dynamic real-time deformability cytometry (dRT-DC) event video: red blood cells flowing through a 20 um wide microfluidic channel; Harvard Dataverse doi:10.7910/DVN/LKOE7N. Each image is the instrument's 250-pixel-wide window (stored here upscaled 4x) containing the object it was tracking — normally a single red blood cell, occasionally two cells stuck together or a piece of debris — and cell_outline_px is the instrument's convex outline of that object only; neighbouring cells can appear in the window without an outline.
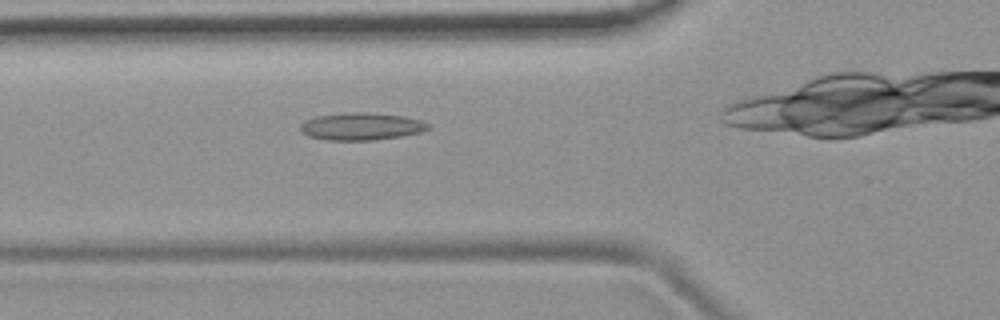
{"species": "common noctule bat (a hibernating species)", "species_latin": "Nyctalus noctula", "temperature_condition": "room temperature", "stored_images_in_passage": 35, "camera_frame_rate_fps": 3000, "um_per_image_px": 0.085, "animal": {"sex": "female", "body_mass_g": 19.9}, "frame": {"image": 1, "passage_image": 11, "time_ms": 3.333, "image_size_px": [1000, 320], "cell_outline_px": [[432, 128], [420, 132], [400, 136], [372, 140], [328, 140], [308, 136], [300, 128], [300, 124], [304, 120], [316, 116], [352, 112], [368, 112], [404, 116], [420, 120], [428, 124]], "centroid_in_image_um": [30.71, 10.74], "position_along_channel_um": 95.1, "area_um2": 20.29}}
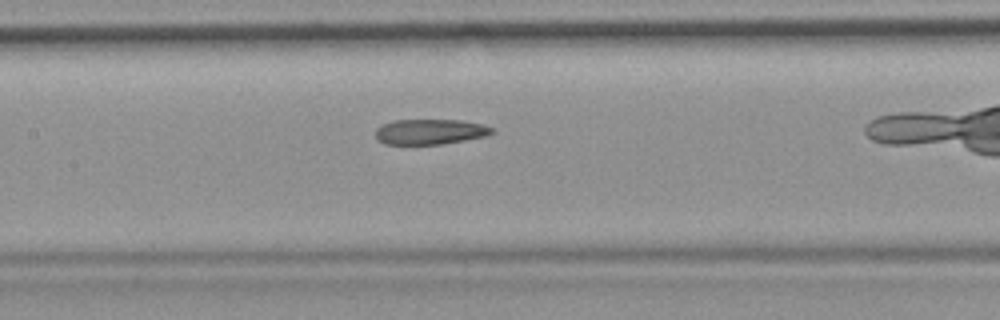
{"frame": {"image": 2, "passage_image": 17, "time_ms": 5.333, "image_size_px": [1000, 320], "cell_outline_px": [[496, 132], [488, 136], [440, 144], [384, 144], [376, 136], [376, 128], [392, 120], [460, 120], [484, 124], [496, 128]], "centroid_in_image_um": [36.64, 11.19], "position_along_channel_um": 170.8, "area_um2": 17.28}}
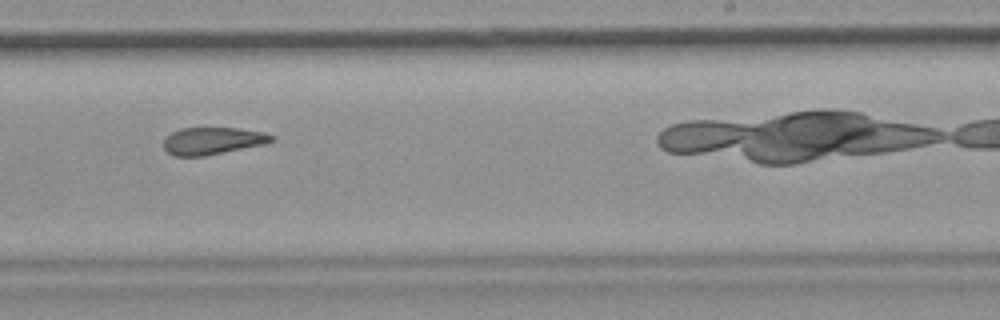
{"frame": {"image": 3, "passage_image": 25, "time_ms": 8.0, "image_size_px": [1000, 320], "cell_outline_px": [[276, 140], [268, 144], [204, 156], [172, 156], [164, 148], [164, 136], [180, 128], [240, 128], [264, 132], [276, 136]], "centroid_in_image_um": [18.12, 11.97], "position_along_channel_um": 270.9, "area_um2": 17.51}}